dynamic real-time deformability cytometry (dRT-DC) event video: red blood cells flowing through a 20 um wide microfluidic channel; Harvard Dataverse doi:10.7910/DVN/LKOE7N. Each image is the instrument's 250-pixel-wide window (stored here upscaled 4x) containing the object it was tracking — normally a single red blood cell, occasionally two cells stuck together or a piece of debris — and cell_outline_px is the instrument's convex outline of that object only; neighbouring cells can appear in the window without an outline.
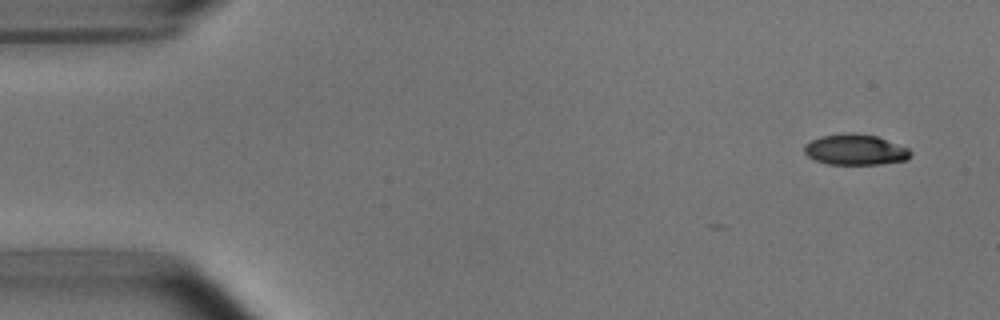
{"species": "common noctule bat (a hibernating species)", "species_latin": "Nyctalus noctula", "temperature_condition": "room temperature", "stored_images_in_passage": 5, "camera_frame_rate_fps": 3000, "um_per_image_px": 0.085, "animal": {"sex": "male", "body_mass_g": 15.6}, "frame": {"image": 1, "passage_image": 1, "time_ms": 0.0, "image_size_px": [1000, 320], "cell_outline_px": [[912, 156], [908, 160], [880, 164], [828, 164], [816, 160], [808, 156], [804, 152], [804, 144], [820, 136], [844, 132], [856, 132], [876, 136], [908, 148], [912, 152]], "centroid_in_image_um": [72.71, 12.71], "position_along_channel_um": 12.3, "area_um2": 19.19}}